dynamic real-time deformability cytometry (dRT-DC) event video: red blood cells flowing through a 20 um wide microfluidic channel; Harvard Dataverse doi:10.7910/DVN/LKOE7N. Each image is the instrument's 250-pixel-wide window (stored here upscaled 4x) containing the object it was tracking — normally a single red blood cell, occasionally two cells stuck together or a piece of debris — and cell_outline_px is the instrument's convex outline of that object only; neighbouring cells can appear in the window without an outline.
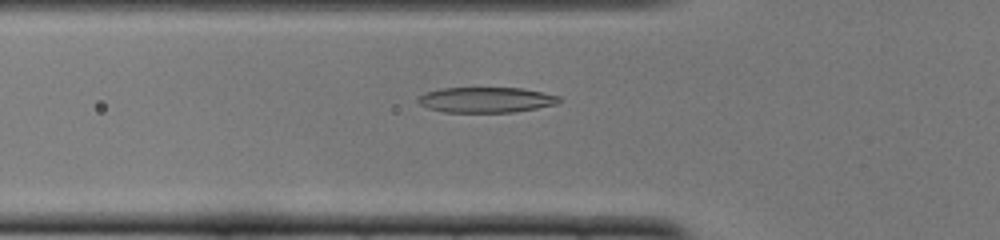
{"species": "common noctule bat (a hibernating species)", "species_latin": "Nyctalus noctula", "temperature_condition": "cold", "stored_images_in_passage": 40, "camera_frame_rate_fps": 3000, "um_per_image_px": 0.085, "animal": {"sex": "female", "body_mass_g": 22.0, "forearm_length_mm": 56.7}, "frame": {"image": 1, "passage_image": 6, "time_ms": 1.667, "image_size_px": [1000, 240], "cell_outline_px": [[560, 100], [556, 104], [536, 108], [512, 112], [444, 112], [428, 108], [420, 104], [416, 100], [424, 92], [440, 88], [520, 88], [544, 92], [560, 96]], "centroid_in_image_um": [41.29, 8.48], "position_along_channel_um": 84.5, "area_um2": 20.87}}
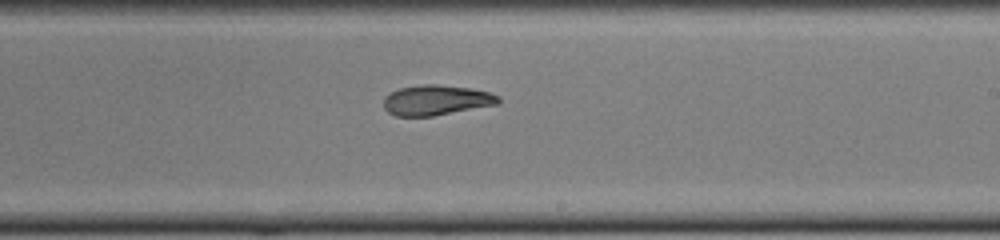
{"frame": {"image": 2, "passage_image": 19, "time_ms": 6.0, "image_size_px": [1000, 240], "cell_outline_px": [[500, 104], [432, 116], [396, 116], [388, 112], [384, 108], [384, 96], [400, 88], [420, 84], [436, 84], [472, 88], [488, 92], [500, 96]], "centroid_in_image_um": [37.1, 8.51], "position_along_channel_um": 251.9, "area_um2": 20.29}}
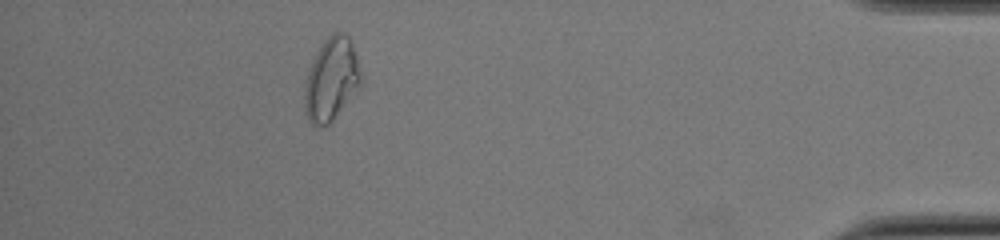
{"frame": {"image": 3, "passage_image": 35, "time_ms": 11.333, "image_size_px": [1000, 240], "cell_outline_px": [[364, 76], [360, 84], [332, 120], [324, 128], [316, 128], [308, 120], [304, 104], [304, 92], [308, 72], [316, 52], [324, 40], [332, 32], [344, 32], [348, 36], [352, 44]], "centroid_in_image_um": [28.16, 6.73], "position_along_channel_um": 407.0, "area_um2": 27.11}}